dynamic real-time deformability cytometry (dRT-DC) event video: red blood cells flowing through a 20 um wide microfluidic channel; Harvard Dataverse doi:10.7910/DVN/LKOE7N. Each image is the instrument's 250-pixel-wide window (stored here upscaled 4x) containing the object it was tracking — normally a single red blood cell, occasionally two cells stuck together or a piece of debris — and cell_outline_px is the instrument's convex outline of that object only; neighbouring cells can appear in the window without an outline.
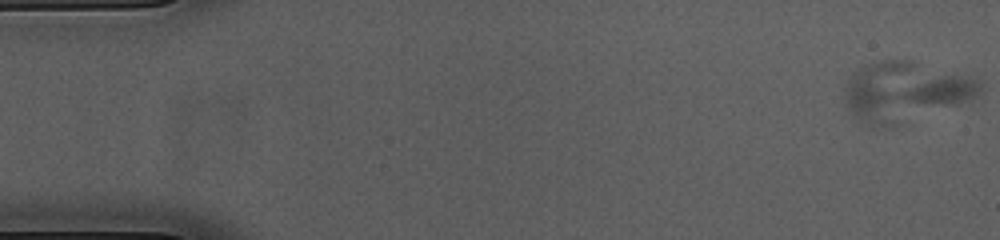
{"species": "common noctule bat (a hibernating species)", "species_latin": "Nyctalus noctula", "temperature_condition": "cold", "stored_images_in_passage": 2, "camera_frame_rate_fps": 3000, "um_per_image_px": 0.085, "animal": {"sex": "female", "body_mass_g": 23.0, "forearm_length_mm": 53.4}, "frame": {"image": 1, "passage_image": 1, "time_ms": 0.0, "image_size_px": [1000, 240], "cell_outline_px": [[984, 88], [972, 100], [884, 124], [868, 124], [856, 116], [844, 104], [844, 88], [848, 76], [856, 68], [880, 60], [912, 60], [980, 80]], "centroid_in_image_um": [76.89, 7.68], "position_along_channel_um": 8.1, "area_um2": 45.32}}